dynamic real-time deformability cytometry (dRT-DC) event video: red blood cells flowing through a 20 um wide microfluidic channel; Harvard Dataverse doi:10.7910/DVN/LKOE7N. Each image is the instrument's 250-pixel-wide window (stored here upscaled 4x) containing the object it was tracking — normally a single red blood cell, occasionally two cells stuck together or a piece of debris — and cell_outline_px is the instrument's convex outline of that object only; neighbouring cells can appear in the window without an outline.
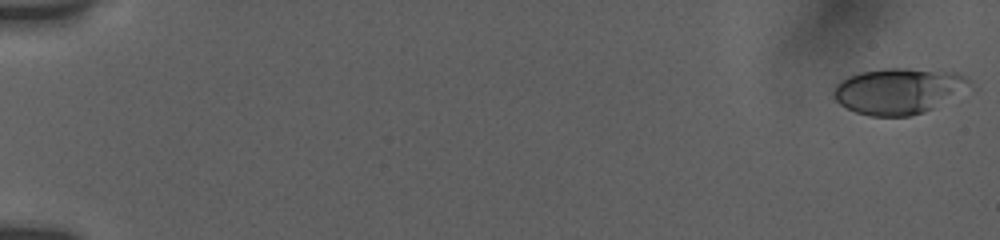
{"species": "human", "species_latin": "Homo sapiens", "temperature_condition": "room temperature", "stored_images_in_passage": 73, "camera_frame_rate_fps": 3000, "um_per_image_px": 0.085, "donor": {"sex": "female"}, "frame": {"image": 1, "passage_image": 1, "time_ms": 0.0, "image_size_px": [1000, 240], "cell_outline_px": [[968, 84], [932, 108], [924, 112], [912, 116], [872, 116], [856, 112], [840, 104], [832, 96], [832, 92], [836, 84], [848, 76], [860, 72], [888, 68], [940, 68], [956, 72], [964, 76], [968, 80]], "centroid_in_image_um": [76.29, 7.7], "position_along_channel_um": 8.7, "area_um2": 35.95}}
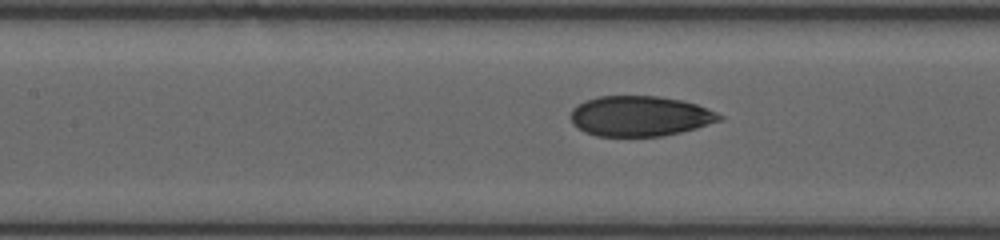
{"frame": {"image": 2, "passage_image": 43, "time_ms": 8.667, "image_size_px": [1000, 240], "cell_outline_px": [[724, 116], [720, 120], [696, 128], [680, 132], [660, 136], [596, 136], [584, 132], [572, 124], [572, 108], [576, 104], [584, 100], [600, 96], [656, 96], [680, 100], [696, 104], [716, 112]], "centroid_in_image_um": [54.35, 9.87], "position_along_channel_um": 153.0, "area_um2": 34.8}}
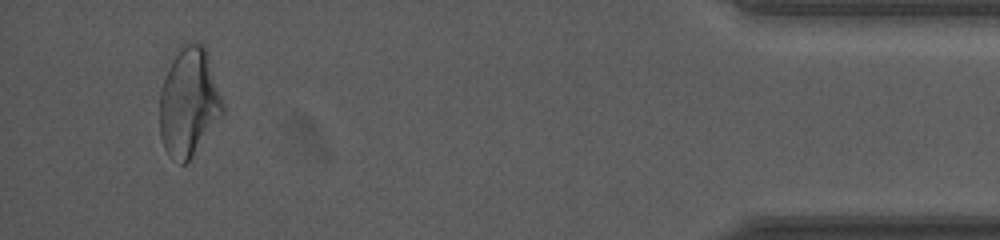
{"frame": {"image": 3, "passage_image": 69, "time_ms": 17.333, "image_size_px": [1000, 240], "cell_outline_px": [[224, 116], [188, 160], [184, 164], [180, 164], [172, 160], [168, 156], [164, 148], [160, 136], [160, 92], [168, 68], [180, 44], [200, 40], [204, 44], [208, 52], [224, 104]], "centroid_in_image_um": [16.07, 8.66], "position_along_channel_um": 419.1, "area_um2": 40.58}, "authors_computed_cell_mechanics": {"area_um2": 35.1424, "velocity_mm_per_s": 3.796, "shape_relaxation_time_tau1_ms": 5.6353, "shape_relaxation_time_tau2_ms": 1.2118, "deformation_change_tau1": 0.1822, "deformation_change_tau2": 0.0654}}